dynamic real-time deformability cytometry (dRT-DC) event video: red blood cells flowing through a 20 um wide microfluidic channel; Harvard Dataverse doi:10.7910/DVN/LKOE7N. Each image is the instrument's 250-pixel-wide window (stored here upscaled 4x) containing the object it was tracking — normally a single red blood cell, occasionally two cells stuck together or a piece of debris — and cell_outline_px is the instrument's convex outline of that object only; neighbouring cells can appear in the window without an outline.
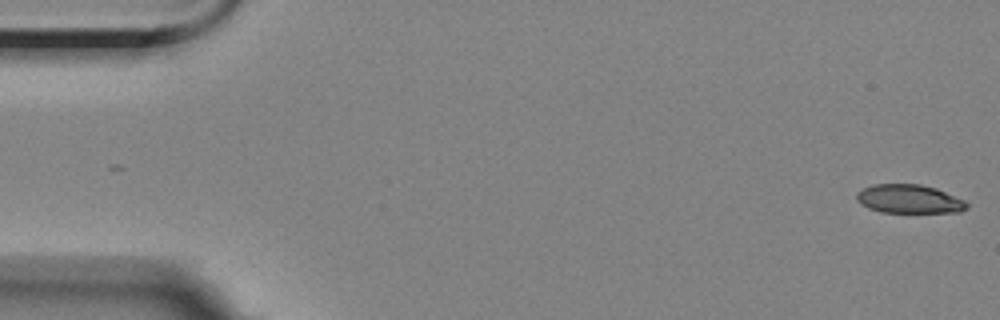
{"species": "Egyptian fruit bat (a non-hibernating species)", "species_latin": "Rousettus aegyptiacus", "temperature_condition": "room temperature", "stored_images_in_passage": 5, "segment_of_instrument_passage": [1, 2], "camera_frame_rate_fps": 3000, "um_per_image_px": 0.085, "animal": {"sex": "female"}, "frame": {"image": 1, "passage_image": 1, "time_ms": 0.0, "image_size_px": [1000, 320], "cell_outline_px": [[968, 208], [960, 212], [880, 212], [868, 208], [860, 204], [856, 200], [856, 192], [872, 184], [920, 184], [936, 188], [964, 200], [968, 204]], "centroid_in_image_um": [77.25, 16.91], "position_along_channel_um": 7.7, "area_um2": 18.5}}
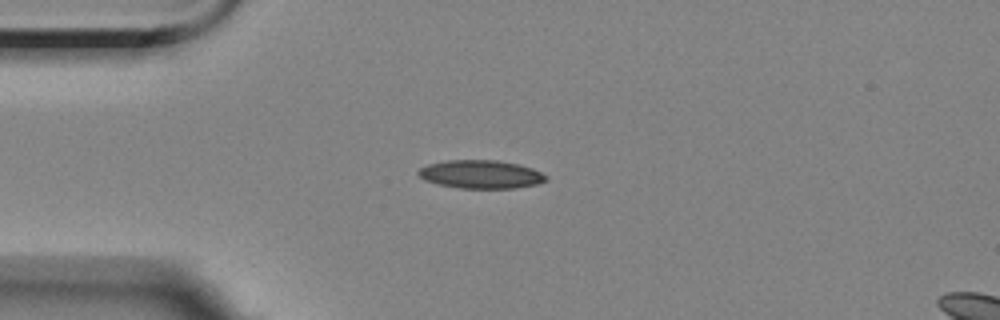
{"frame": {"image": 2, "passage_image": 4, "time_ms": 4.333, "image_size_px": [1000, 320], "cell_outline_px": [[548, 180], [536, 184], [516, 188], [460, 188], [440, 184], [424, 180], [416, 172], [420, 168], [428, 164], [448, 160], [496, 160], [520, 164], [532, 168], [548, 176]], "centroid_in_image_um": [40.89, 14.81], "position_along_channel_um": 44.1, "area_um2": 21.04}}